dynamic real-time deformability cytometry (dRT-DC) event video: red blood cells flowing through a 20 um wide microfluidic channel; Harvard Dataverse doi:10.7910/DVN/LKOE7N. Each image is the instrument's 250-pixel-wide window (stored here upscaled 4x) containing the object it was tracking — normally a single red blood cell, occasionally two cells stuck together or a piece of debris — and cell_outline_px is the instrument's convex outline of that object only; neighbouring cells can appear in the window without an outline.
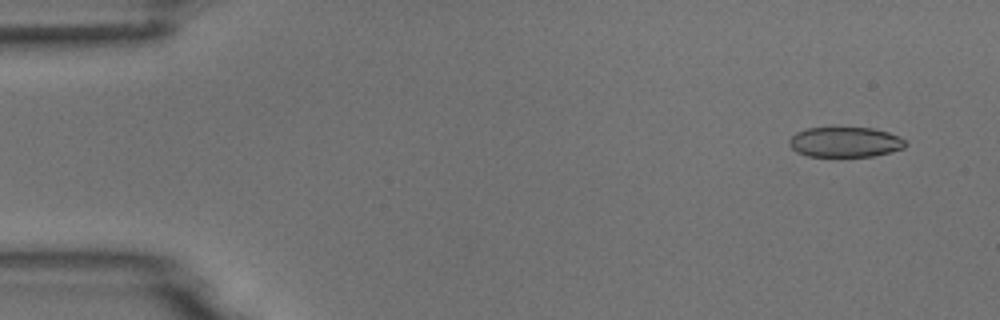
{"species": "common noctule bat (a hibernating species)", "species_latin": "Nyctalus noctula", "temperature_condition": "room temperature", "stored_images_in_passage": 4, "camera_frame_rate_fps": 3000, "um_per_image_px": 0.085, "animal": {"sex": "male", "body_mass_g": 18.8}, "frame": {"image": 1, "passage_image": 1, "time_ms": 0.0, "image_size_px": [1000, 320], "cell_outline_px": [[908, 144], [904, 148], [872, 156], [808, 156], [796, 152], [788, 144], [788, 140], [796, 132], [808, 128], [872, 128], [888, 132], [904, 140]], "centroid_in_image_um": [71.8, 12.08], "position_along_channel_um": 13.2, "area_um2": 20.23}}
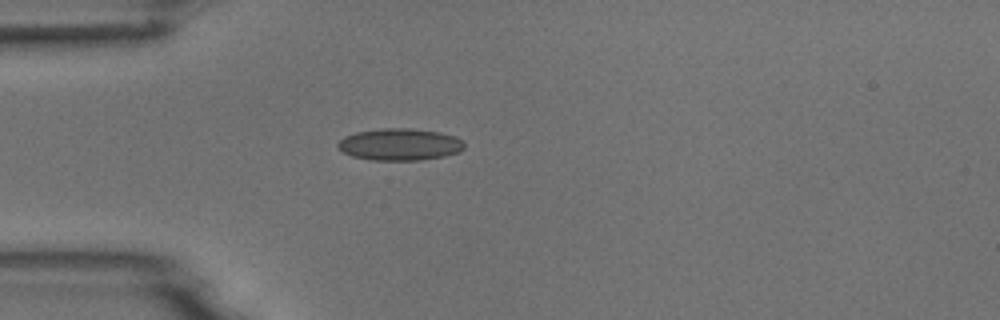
{"frame": {"image": 2, "passage_image": 4, "time_ms": 3.667, "image_size_px": [1000, 320], "cell_outline_px": [[464, 148], [460, 152], [444, 156], [420, 160], [372, 160], [352, 156], [344, 152], [336, 144], [344, 136], [356, 132], [380, 128], [412, 128], [440, 132], [456, 136], [464, 144]], "centroid_in_image_um": [33.99, 12.27], "position_along_channel_um": 51.0, "area_um2": 23.58}}